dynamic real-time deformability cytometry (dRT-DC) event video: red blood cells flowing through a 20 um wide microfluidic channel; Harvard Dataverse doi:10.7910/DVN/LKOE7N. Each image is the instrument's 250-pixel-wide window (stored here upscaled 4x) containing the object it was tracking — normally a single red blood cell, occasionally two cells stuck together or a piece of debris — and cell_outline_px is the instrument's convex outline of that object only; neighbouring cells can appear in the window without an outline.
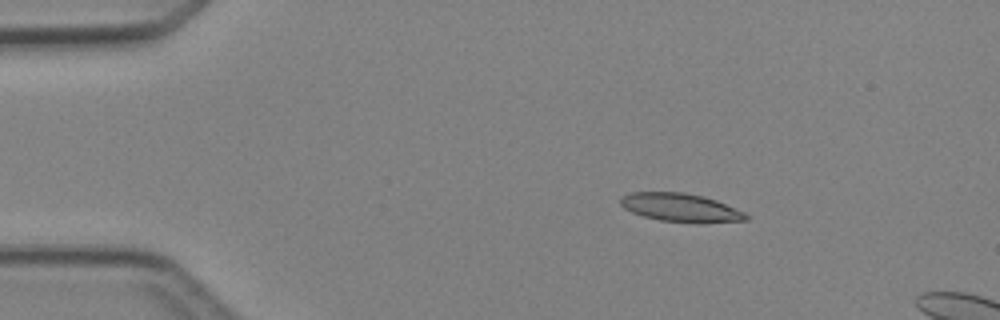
{"species": "Egyptian fruit bat (a non-hibernating species)", "species_latin": "Rousettus aegyptiacus", "temperature_condition": "cold", "stored_images_in_passage": 4, "camera_frame_rate_fps": 3000, "um_per_image_px": 0.085, "animal": {"sex": "female"}, "frame": {"image": 1, "passage_image": 1, "time_ms": 0.0, "image_size_px": [1000, 320], "cell_outline_px": [[748, 220], [700, 224], [660, 220], [644, 216], [632, 212], [624, 208], [620, 204], [620, 196], [632, 192], [684, 192], [704, 196], [716, 200], [744, 212], [748, 216]], "centroid_in_image_um": [57.86, 17.65], "position_along_channel_um": 27.1, "area_um2": 20.98}}